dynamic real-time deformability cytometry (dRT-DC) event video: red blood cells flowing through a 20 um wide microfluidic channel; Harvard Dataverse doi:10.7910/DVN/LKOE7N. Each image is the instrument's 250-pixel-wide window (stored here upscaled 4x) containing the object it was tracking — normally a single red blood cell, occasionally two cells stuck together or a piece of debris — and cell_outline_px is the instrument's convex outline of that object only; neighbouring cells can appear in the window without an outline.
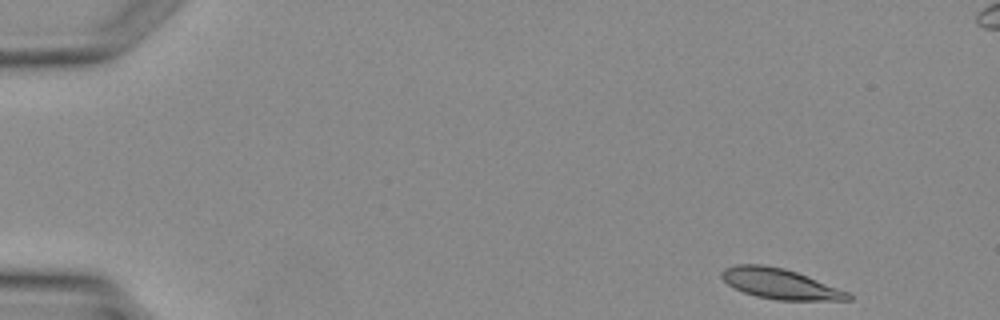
{"species": "Egyptian fruit bat (a non-hibernating species)", "species_latin": "Rousettus aegyptiacus", "temperature_condition": "warm", "stored_images_in_passage": 4, "camera_frame_rate_fps": 3000, "um_per_image_px": 0.085, "animal": {"sex": "female"}, "frame": {"image": 1, "passage_image": 1, "time_ms": 0.0, "image_size_px": [1000, 320], "cell_outline_px": [[852, 300], [780, 300], [756, 296], [744, 292], [728, 284], [720, 276], [720, 272], [724, 268], [736, 264], [760, 264], [784, 268], [796, 272], [848, 292], [852, 296]], "centroid_in_image_um": [66.27, 24.11], "position_along_channel_um": 18.7, "area_um2": 22.08}}